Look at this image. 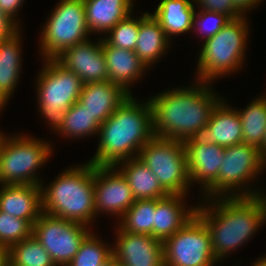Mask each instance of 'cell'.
<instances>
[{
    "mask_svg": "<svg viewBox=\"0 0 266 266\" xmlns=\"http://www.w3.org/2000/svg\"><path fill=\"white\" fill-rule=\"evenodd\" d=\"M206 201L205 205L197 204L196 214L210 231L212 250L218 262L248 242L266 222L265 194Z\"/></svg>",
    "mask_w": 266,
    "mask_h": 266,
    "instance_id": "obj_1",
    "label": "cell"
},
{
    "mask_svg": "<svg viewBox=\"0 0 266 266\" xmlns=\"http://www.w3.org/2000/svg\"><path fill=\"white\" fill-rule=\"evenodd\" d=\"M195 82L191 88L168 89L148 98L154 137L185 141L207 125L213 109L222 98L212 90L211 83Z\"/></svg>",
    "mask_w": 266,
    "mask_h": 266,
    "instance_id": "obj_2",
    "label": "cell"
},
{
    "mask_svg": "<svg viewBox=\"0 0 266 266\" xmlns=\"http://www.w3.org/2000/svg\"><path fill=\"white\" fill-rule=\"evenodd\" d=\"M97 151L88 163L94 166H115L136 158L140 149L154 137L152 108L149 100L136 101L130 95L100 125Z\"/></svg>",
    "mask_w": 266,
    "mask_h": 266,
    "instance_id": "obj_3",
    "label": "cell"
},
{
    "mask_svg": "<svg viewBox=\"0 0 266 266\" xmlns=\"http://www.w3.org/2000/svg\"><path fill=\"white\" fill-rule=\"evenodd\" d=\"M40 187L42 212L86 226L92 225L96 218L94 165L87 162L65 169L47 187L43 184Z\"/></svg>",
    "mask_w": 266,
    "mask_h": 266,
    "instance_id": "obj_4",
    "label": "cell"
},
{
    "mask_svg": "<svg viewBox=\"0 0 266 266\" xmlns=\"http://www.w3.org/2000/svg\"><path fill=\"white\" fill-rule=\"evenodd\" d=\"M247 22L246 16L233 19L204 41L197 61V80L212 83L218 77L241 69L249 35Z\"/></svg>",
    "mask_w": 266,
    "mask_h": 266,
    "instance_id": "obj_5",
    "label": "cell"
},
{
    "mask_svg": "<svg viewBox=\"0 0 266 266\" xmlns=\"http://www.w3.org/2000/svg\"><path fill=\"white\" fill-rule=\"evenodd\" d=\"M223 160L219 168L218 178L204 192V199L251 197L264 194L258 189L257 191L256 189L253 191V188L249 189L251 187L249 182H253L266 168V162L262 159L261 150L258 147L247 143L228 146L225 148ZM244 185L249 188L247 189Z\"/></svg>",
    "mask_w": 266,
    "mask_h": 266,
    "instance_id": "obj_6",
    "label": "cell"
},
{
    "mask_svg": "<svg viewBox=\"0 0 266 266\" xmlns=\"http://www.w3.org/2000/svg\"><path fill=\"white\" fill-rule=\"evenodd\" d=\"M44 64L36 76L37 105L41 116L56 132L63 124L67 110L78 101L83 82L56 59H45Z\"/></svg>",
    "mask_w": 266,
    "mask_h": 266,
    "instance_id": "obj_7",
    "label": "cell"
},
{
    "mask_svg": "<svg viewBox=\"0 0 266 266\" xmlns=\"http://www.w3.org/2000/svg\"><path fill=\"white\" fill-rule=\"evenodd\" d=\"M52 149L50 142L36 137L4 135L0 145V185H41L36 172L51 158Z\"/></svg>",
    "mask_w": 266,
    "mask_h": 266,
    "instance_id": "obj_8",
    "label": "cell"
},
{
    "mask_svg": "<svg viewBox=\"0 0 266 266\" xmlns=\"http://www.w3.org/2000/svg\"><path fill=\"white\" fill-rule=\"evenodd\" d=\"M137 158L169 194L188 193L191 184L184 141L153 137L140 149Z\"/></svg>",
    "mask_w": 266,
    "mask_h": 266,
    "instance_id": "obj_9",
    "label": "cell"
},
{
    "mask_svg": "<svg viewBox=\"0 0 266 266\" xmlns=\"http://www.w3.org/2000/svg\"><path fill=\"white\" fill-rule=\"evenodd\" d=\"M50 14L40 38L44 59H55L90 36L83 0H60Z\"/></svg>",
    "mask_w": 266,
    "mask_h": 266,
    "instance_id": "obj_10",
    "label": "cell"
},
{
    "mask_svg": "<svg viewBox=\"0 0 266 266\" xmlns=\"http://www.w3.org/2000/svg\"><path fill=\"white\" fill-rule=\"evenodd\" d=\"M165 266H214L210 231L195 214L172 236L163 241Z\"/></svg>",
    "mask_w": 266,
    "mask_h": 266,
    "instance_id": "obj_11",
    "label": "cell"
},
{
    "mask_svg": "<svg viewBox=\"0 0 266 266\" xmlns=\"http://www.w3.org/2000/svg\"><path fill=\"white\" fill-rule=\"evenodd\" d=\"M88 226L52 216L44 212L33 224V236L50 254L55 266H67L91 232Z\"/></svg>",
    "mask_w": 266,
    "mask_h": 266,
    "instance_id": "obj_12",
    "label": "cell"
},
{
    "mask_svg": "<svg viewBox=\"0 0 266 266\" xmlns=\"http://www.w3.org/2000/svg\"><path fill=\"white\" fill-rule=\"evenodd\" d=\"M94 199L96 217L105 212L119 219L135 202L127 180L115 166H94Z\"/></svg>",
    "mask_w": 266,
    "mask_h": 266,
    "instance_id": "obj_13",
    "label": "cell"
},
{
    "mask_svg": "<svg viewBox=\"0 0 266 266\" xmlns=\"http://www.w3.org/2000/svg\"><path fill=\"white\" fill-rule=\"evenodd\" d=\"M116 230L112 256L117 263L124 266H165L163 241L150 235L128 233L119 227Z\"/></svg>",
    "mask_w": 266,
    "mask_h": 266,
    "instance_id": "obj_14",
    "label": "cell"
},
{
    "mask_svg": "<svg viewBox=\"0 0 266 266\" xmlns=\"http://www.w3.org/2000/svg\"><path fill=\"white\" fill-rule=\"evenodd\" d=\"M98 39L96 43L87 39L68 47L55 58L67 70L79 76L83 84L108 80L103 39Z\"/></svg>",
    "mask_w": 266,
    "mask_h": 266,
    "instance_id": "obj_15",
    "label": "cell"
},
{
    "mask_svg": "<svg viewBox=\"0 0 266 266\" xmlns=\"http://www.w3.org/2000/svg\"><path fill=\"white\" fill-rule=\"evenodd\" d=\"M195 145L208 143L228 147L243 143L239 113L222 99L213 109L209 122L190 138Z\"/></svg>",
    "mask_w": 266,
    "mask_h": 266,
    "instance_id": "obj_16",
    "label": "cell"
},
{
    "mask_svg": "<svg viewBox=\"0 0 266 266\" xmlns=\"http://www.w3.org/2000/svg\"><path fill=\"white\" fill-rule=\"evenodd\" d=\"M184 144L190 184L199 183L205 192L218 178L225 148L213 143L195 145L189 138Z\"/></svg>",
    "mask_w": 266,
    "mask_h": 266,
    "instance_id": "obj_17",
    "label": "cell"
},
{
    "mask_svg": "<svg viewBox=\"0 0 266 266\" xmlns=\"http://www.w3.org/2000/svg\"><path fill=\"white\" fill-rule=\"evenodd\" d=\"M129 96L120 85L105 80L83 84L78 101L101 125Z\"/></svg>",
    "mask_w": 266,
    "mask_h": 266,
    "instance_id": "obj_18",
    "label": "cell"
},
{
    "mask_svg": "<svg viewBox=\"0 0 266 266\" xmlns=\"http://www.w3.org/2000/svg\"><path fill=\"white\" fill-rule=\"evenodd\" d=\"M0 210L34 224L42 213L40 185L2 184Z\"/></svg>",
    "mask_w": 266,
    "mask_h": 266,
    "instance_id": "obj_19",
    "label": "cell"
},
{
    "mask_svg": "<svg viewBox=\"0 0 266 266\" xmlns=\"http://www.w3.org/2000/svg\"><path fill=\"white\" fill-rule=\"evenodd\" d=\"M185 196L169 194L155 199L154 238L164 241L196 214V205L190 208L184 206Z\"/></svg>",
    "mask_w": 266,
    "mask_h": 266,
    "instance_id": "obj_20",
    "label": "cell"
},
{
    "mask_svg": "<svg viewBox=\"0 0 266 266\" xmlns=\"http://www.w3.org/2000/svg\"><path fill=\"white\" fill-rule=\"evenodd\" d=\"M103 53L106 61L108 80L120 85L132 95L129 86L141 79L147 68L137 54L128 49L112 47L103 40Z\"/></svg>",
    "mask_w": 266,
    "mask_h": 266,
    "instance_id": "obj_21",
    "label": "cell"
},
{
    "mask_svg": "<svg viewBox=\"0 0 266 266\" xmlns=\"http://www.w3.org/2000/svg\"><path fill=\"white\" fill-rule=\"evenodd\" d=\"M90 34L106 33L133 11L134 0H83Z\"/></svg>",
    "mask_w": 266,
    "mask_h": 266,
    "instance_id": "obj_22",
    "label": "cell"
},
{
    "mask_svg": "<svg viewBox=\"0 0 266 266\" xmlns=\"http://www.w3.org/2000/svg\"><path fill=\"white\" fill-rule=\"evenodd\" d=\"M20 31L0 42V111L9 102L19 82L22 62Z\"/></svg>",
    "mask_w": 266,
    "mask_h": 266,
    "instance_id": "obj_23",
    "label": "cell"
},
{
    "mask_svg": "<svg viewBox=\"0 0 266 266\" xmlns=\"http://www.w3.org/2000/svg\"><path fill=\"white\" fill-rule=\"evenodd\" d=\"M115 168L127 180L135 200L160 199L169 195L154 173L137 157L121 161Z\"/></svg>",
    "mask_w": 266,
    "mask_h": 266,
    "instance_id": "obj_24",
    "label": "cell"
},
{
    "mask_svg": "<svg viewBox=\"0 0 266 266\" xmlns=\"http://www.w3.org/2000/svg\"><path fill=\"white\" fill-rule=\"evenodd\" d=\"M170 40L166 37L160 23L149 13L140 16V28L134 52L148 68L154 65L170 48Z\"/></svg>",
    "mask_w": 266,
    "mask_h": 266,
    "instance_id": "obj_25",
    "label": "cell"
},
{
    "mask_svg": "<svg viewBox=\"0 0 266 266\" xmlns=\"http://www.w3.org/2000/svg\"><path fill=\"white\" fill-rule=\"evenodd\" d=\"M194 0H161L151 15L160 23L166 37L191 31L195 13Z\"/></svg>",
    "mask_w": 266,
    "mask_h": 266,
    "instance_id": "obj_26",
    "label": "cell"
},
{
    "mask_svg": "<svg viewBox=\"0 0 266 266\" xmlns=\"http://www.w3.org/2000/svg\"><path fill=\"white\" fill-rule=\"evenodd\" d=\"M237 111L242 124L243 143L261 150L266 139V94Z\"/></svg>",
    "mask_w": 266,
    "mask_h": 266,
    "instance_id": "obj_27",
    "label": "cell"
},
{
    "mask_svg": "<svg viewBox=\"0 0 266 266\" xmlns=\"http://www.w3.org/2000/svg\"><path fill=\"white\" fill-rule=\"evenodd\" d=\"M6 266H55L50 254L33 234L6 251Z\"/></svg>",
    "mask_w": 266,
    "mask_h": 266,
    "instance_id": "obj_28",
    "label": "cell"
},
{
    "mask_svg": "<svg viewBox=\"0 0 266 266\" xmlns=\"http://www.w3.org/2000/svg\"><path fill=\"white\" fill-rule=\"evenodd\" d=\"M155 199L135 200L119 220L118 227L132 234L154 237Z\"/></svg>",
    "mask_w": 266,
    "mask_h": 266,
    "instance_id": "obj_29",
    "label": "cell"
},
{
    "mask_svg": "<svg viewBox=\"0 0 266 266\" xmlns=\"http://www.w3.org/2000/svg\"><path fill=\"white\" fill-rule=\"evenodd\" d=\"M87 108L79 101L73 104L66 112L65 119L56 133L61 136L74 138L88 135H98L100 124L86 110Z\"/></svg>",
    "mask_w": 266,
    "mask_h": 266,
    "instance_id": "obj_30",
    "label": "cell"
},
{
    "mask_svg": "<svg viewBox=\"0 0 266 266\" xmlns=\"http://www.w3.org/2000/svg\"><path fill=\"white\" fill-rule=\"evenodd\" d=\"M108 245L106 242L103 243L95 233L90 232L81 242L78 252L67 266H100L112 256V245Z\"/></svg>",
    "mask_w": 266,
    "mask_h": 266,
    "instance_id": "obj_31",
    "label": "cell"
},
{
    "mask_svg": "<svg viewBox=\"0 0 266 266\" xmlns=\"http://www.w3.org/2000/svg\"><path fill=\"white\" fill-rule=\"evenodd\" d=\"M33 224L0 210V250L7 251L13 244L32 235Z\"/></svg>",
    "mask_w": 266,
    "mask_h": 266,
    "instance_id": "obj_32",
    "label": "cell"
},
{
    "mask_svg": "<svg viewBox=\"0 0 266 266\" xmlns=\"http://www.w3.org/2000/svg\"><path fill=\"white\" fill-rule=\"evenodd\" d=\"M140 28V16L133 18L130 14L126 19L119 21L106 34V38H102L108 45L112 47L135 50Z\"/></svg>",
    "mask_w": 266,
    "mask_h": 266,
    "instance_id": "obj_33",
    "label": "cell"
},
{
    "mask_svg": "<svg viewBox=\"0 0 266 266\" xmlns=\"http://www.w3.org/2000/svg\"><path fill=\"white\" fill-rule=\"evenodd\" d=\"M232 19L225 14L216 13L212 11L195 10L192 17V30L198 31V34L203 36L202 40H207L216 35L224 26H226Z\"/></svg>",
    "mask_w": 266,
    "mask_h": 266,
    "instance_id": "obj_34",
    "label": "cell"
},
{
    "mask_svg": "<svg viewBox=\"0 0 266 266\" xmlns=\"http://www.w3.org/2000/svg\"><path fill=\"white\" fill-rule=\"evenodd\" d=\"M196 2V3H195ZM199 10L212 11L228 15L232 20L238 19L241 16L234 10L232 0H194Z\"/></svg>",
    "mask_w": 266,
    "mask_h": 266,
    "instance_id": "obj_35",
    "label": "cell"
},
{
    "mask_svg": "<svg viewBox=\"0 0 266 266\" xmlns=\"http://www.w3.org/2000/svg\"><path fill=\"white\" fill-rule=\"evenodd\" d=\"M20 26L0 10V42L15 35L21 29Z\"/></svg>",
    "mask_w": 266,
    "mask_h": 266,
    "instance_id": "obj_36",
    "label": "cell"
},
{
    "mask_svg": "<svg viewBox=\"0 0 266 266\" xmlns=\"http://www.w3.org/2000/svg\"><path fill=\"white\" fill-rule=\"evenodd\" d=\"M23 3L24 0H0V10L19 25L16 17Z\"/></svg>",
    "mask_w": 266,
    "mask_h": 266,
    "instance_id": "obj_37",
    "label": "cell"
},
{
    "mask_svg": "<svg viewBox=\"0 0 266 266\" xmlns=\"http://www.w3.org/2000/svg\"><path fill=\"white\" fill-rule=\"evenodd\" d=\"M262 0H232L234 10L241 16L244 17L247 11L250 9L254 10L257 4L261 3Z\"/></svg>",
    "mask_w": 266,
    "mask_h": 266,
    "instance_id": "obj_38",
    "label": "cell"
},
{
    "mask_svg": "<svg viewBox=\"0 0 266 266\" xmlns=\"http://www.w3.org/2000/svg\"><path fill=\"white\" fill-rule=\"evenodd\" d=\"M252 266H266V256L257 259Z\"/></svg>",
    "mask_w": 266,
    "mask_h": 266,
    "instance_id": "obj_39",
    "label": "cell"
},
{
    "mask_svg": "<svg viewBox=\"0 0 266 266\" xmlns=\"http://www.w3.org/2000/svg\"><path fill=\"white\" fill-rule=\"evenodd\" d=\"M0 266H6V251L0 250Z\"/></svg>",
    "mask_w": 266,
    "mask_h": 266,
    "instance_id": "obj_40",
    "label": "cell"
},
{
    "mask_svg": "<svg viewBox=\"0 0 266 266\" xmlns=\"http://www.w3.org/2000/svg\"><path fill=\"white\" fill-rule=\"evenodd\" d=\"M261 155H262V159L266 162V139H265L264 145L261 149Z\"/></svg>",
    "mask_w": 266,
    "mask_h": 266,
    "instance_id": "obj_41",
    "label": "cell"
},
{
    "mask_svg": "<svg viewBox=\"0 0 266 266\" xmlns=\"http://www.w3.org/2000/svg\"><path fill=\"white\" fill-rule=\"evenodd\" d=\"M100 266H113V256H111L106 262H104Z\"/></svg>",
    "mask_w": 266,
    "mask_h": 266,
    "instance_id": "obj_42",
    "label": "cell"
},
{
    "mask_svg": "<svg viewBox=\"0 0 266 266\" xmlns=\"http://www.w3.org/2000/svg\"><path fill=\"white\" fill-rule=\"evenodd\" d=\"M113 266H124V265H121L120 263H117L113 257Z\"/></svg>",
    "mask_w": 266,
    "mask_h": 266,
    "instance_id": "obj_43",
    "label": "cell"
},
{
    "mask_svg": "<svg viewBox=\"0 0 266 266\" xmlns=\"http://www.w3.org/2000/svg\"><path fill=\"white\" fill-rule=\"evenodd\" d=\"M3 138H4V134H2V132H0V145H1Z\"/></svg>",
    "mask_w": 266,
    "mask_h": 266,
    "instance_id": "obj_44",
    "label": "cell"
}]
</instances>
